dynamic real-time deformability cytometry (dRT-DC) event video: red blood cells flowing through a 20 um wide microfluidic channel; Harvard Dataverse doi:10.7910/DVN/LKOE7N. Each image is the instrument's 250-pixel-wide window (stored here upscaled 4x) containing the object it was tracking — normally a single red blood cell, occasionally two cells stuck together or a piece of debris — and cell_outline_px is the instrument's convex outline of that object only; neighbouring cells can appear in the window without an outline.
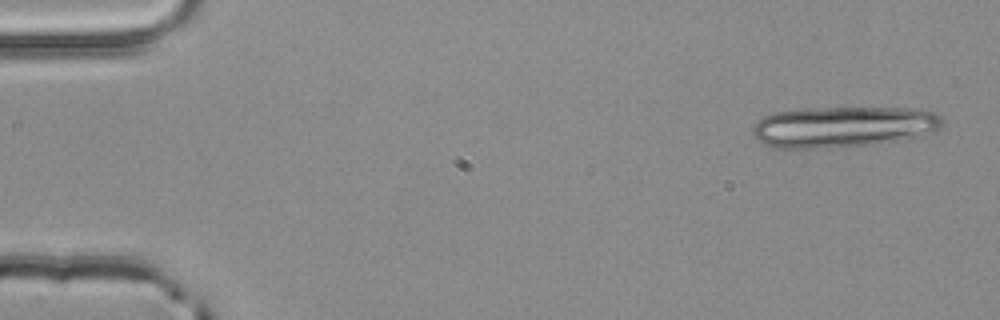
{"species": "common noctule bat (a hibernating species)", "species_latin": "Nyctalus noctula", "temperature_condition": "room temperature", "stored_images_in_passage": 5, "segment_of_instrument_passage": [1, 2], "camera_frame_rate_fps": 3000, "um_per_image_px": 0.085, "animal": {"sex": "male", "body_mass_g": 20.4}, "frame": {"image": 1, "passage_image": 1, "time_ms": 0.0, "image_size_px": [1000, 320], "cell_outline_px": [[944, 120], [940, 128], [892, 140], [868, 144], [840, 148], [776, 148], [764, 144], [752, 136], [752, 128], [764, 116], [776, 112], [800, 108], [912, 108], [936, 112]], "centroid_in_image_um": [71.56, 10.76], "position_along_channel_um": 13.4, "area_um2": 44.74}}